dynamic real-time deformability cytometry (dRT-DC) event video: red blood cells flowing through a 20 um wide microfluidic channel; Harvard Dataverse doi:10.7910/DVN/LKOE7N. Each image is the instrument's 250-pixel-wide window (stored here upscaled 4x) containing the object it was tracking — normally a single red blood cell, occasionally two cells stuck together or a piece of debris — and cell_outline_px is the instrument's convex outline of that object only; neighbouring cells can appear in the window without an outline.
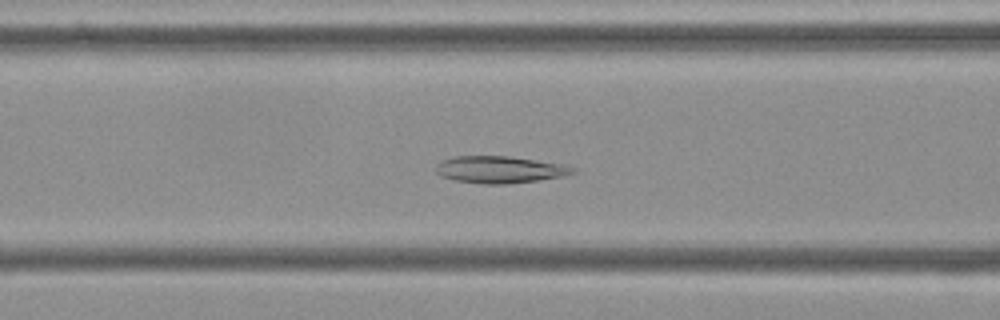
{"species": "Egyptian fruit bat (a non-hibernating species)", "species_latin": "Rousettus aegyptiacus", "temperature_condition": "cold", "stored_images_in_passage": 54, "camera_frame_rate_fps": 3000, "um_per_image_px": 0.085, "frame": {"image": 1, "passage_image": 21, "time_ms": 6.667, "image_size_px": [1000, 320], "cell_outline_px": [[576, 172], [560, 176], [536, 180], [508, 184], [484, 184], [456, 180], [440, 176], [436, 172], [436, 164], [452, 156], [508, 156], [568, 164], [576, 168]], "centroid_in_image_um": [42.5, 14.4], "position_along_channel_um": 124.1, "area_um2": 21.56}}
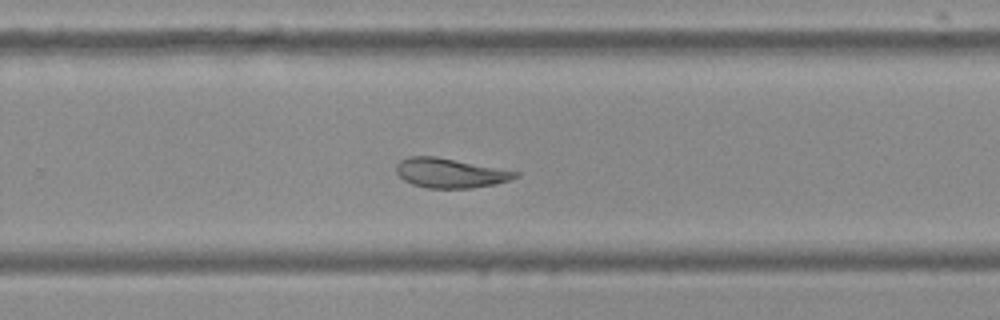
{"frame": {"image": 2, "passage_image": 35, "time_ms": 11.333, "image_size_px": [1000, 320], "cell_outline_px": [[520, 176], [496, 184], [472, 188], [428, 188], [412, 184], [404, 180], [396, 172], [396, 164], [400, 160], [408, 156], [436, 156], [520, 172]], "centroid_in_image_um": [38.25, 14.7], "position_along_channel_um": 291.5, "area_um2": 20.52}}
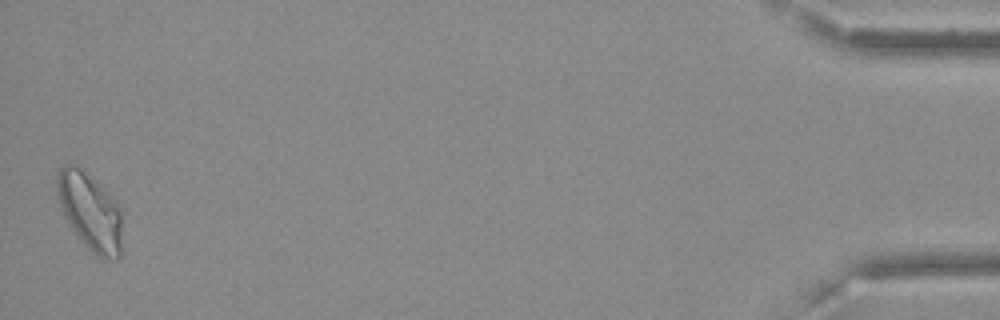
{"frame": {"image": 3, "passage_image": 54, "time_ms": 17.667, "image_size_px": [1000, 320], "cell_outline_px": [[120, 260], [104, 260], [96, 256], [80, 240], [64, 216], [56, 192], [56, 172], [60, 168], [68, 164], [72, 164], [80, 168], [104, 188], [116, 200], [120, 208]], "centroid_in_image_um": [7.64, 18.0], "position_along_channel_um": 427.6, "area_um2": 29.36}, "authors_computed_cell_mechanics": {"area_um2": 23.1489, "velocity_mm_per_s": 3.5886, "shape_relaxation_time_tau1_ms": null, "shape_relaxation_time_tau2_ms": 4.9195, "deformation_change_tau1": null, "deformation_change_tau2": 0.0775}}